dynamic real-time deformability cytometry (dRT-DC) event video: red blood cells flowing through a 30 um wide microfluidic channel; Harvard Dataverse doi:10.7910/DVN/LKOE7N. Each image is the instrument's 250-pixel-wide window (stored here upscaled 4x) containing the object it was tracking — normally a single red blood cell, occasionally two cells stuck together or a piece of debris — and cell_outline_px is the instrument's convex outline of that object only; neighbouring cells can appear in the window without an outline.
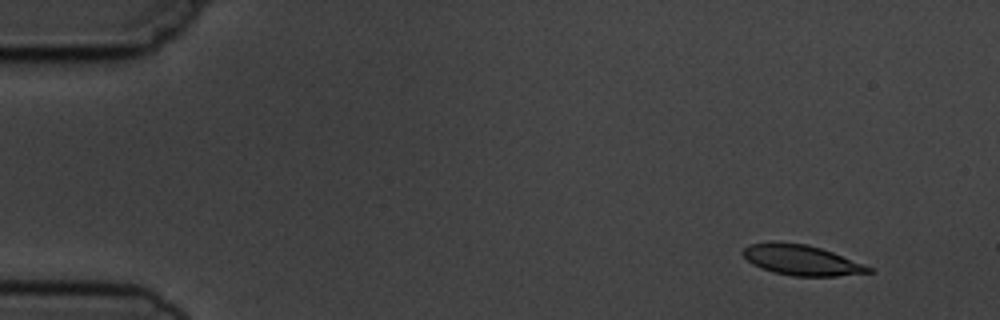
{"species": "common noctule bat (a hibernating species)", "species_latin": "Nyctalus noctula", "temperature_condition": "cold", "stored_images_in_passage": 5, "camera_frame_rate_fps": 3000, "um_per_image_px": 0.085, "animal": {"sex": "male", "body_mass_g": 19.5, "forearm_length_mm": 54.6}, "frame": {"image": 1, "passage_image": 2, "time_ms": 1.0, "image_size_px": [1000, 320], "cell_outline_px": [[872, 272], [836, 276], [792, 276], [772, 272], [760, 268], [752, 264], [740, 252], [748, 244], [804, 244], [820, 248], [832, 252], [872, 268]], "centroid_in_image_um": [68.11, 22.15], "position_along_channel_um": 16.9, "area_um2": 21.44}}
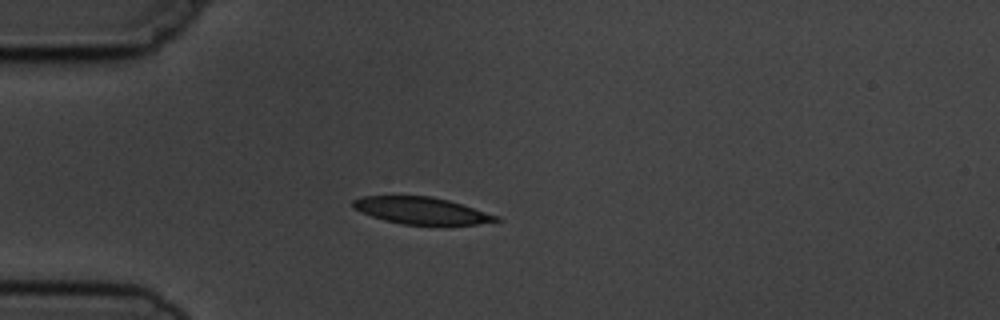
{"frame": {"image": 2, "passage_image": 5, "time_ms": 4.333, "image_size_px": [1000, 320], "cell_outline_px": [[504, 220], [476, 224], [444, 228], [404, 224], [384, 220], [372, 216], [352, 208], [352, 200], [364, 196], [432, 196], [448, 200], [500, 216]], "centroid_in_image_um": [35.9, 17.95], "position_along_channel_um": 49.1, "area_um2": 23.29}}